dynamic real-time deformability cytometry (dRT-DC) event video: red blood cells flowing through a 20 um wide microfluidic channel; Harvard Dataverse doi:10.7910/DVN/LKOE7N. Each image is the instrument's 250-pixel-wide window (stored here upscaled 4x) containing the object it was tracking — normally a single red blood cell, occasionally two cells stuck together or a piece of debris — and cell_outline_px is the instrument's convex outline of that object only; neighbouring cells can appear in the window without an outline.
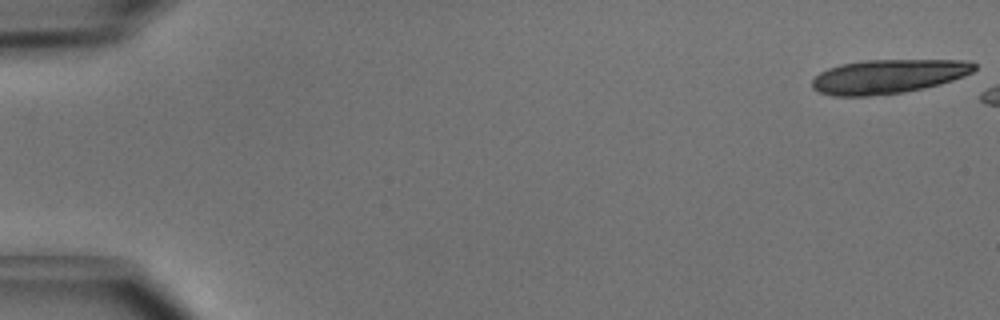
{"species": "common noctule bat (a hibernating species)", "species_latin": "Nyctalus noctula", "temperature_condition": "cold", "stored_images_in_passage": 3, "camera_frame_rate_fps": 3000, "um_per_image_px": 0.085, "animal": {"sex": "male", "body_mass_g": 15.6}, "frame": {"image": 1, "passage_image": 1, "time_ms": 0.0, "image_size_px": [1000, 320], "cell_outline_px": [[976, 68], [972, 72], [964, 76], [940, 84], [924, 88], [904, 92], [868, 96], [832, 96], [820, 92], [812, 88], [812, 80], [820, 72], [828, 68], [840, 64], [864, 60], [968, 60], [976, 64]], "centroid_in_image_um": [75.49, 6.49], "position_along_channel_um": 9.5, "area_um2": 32.31}}